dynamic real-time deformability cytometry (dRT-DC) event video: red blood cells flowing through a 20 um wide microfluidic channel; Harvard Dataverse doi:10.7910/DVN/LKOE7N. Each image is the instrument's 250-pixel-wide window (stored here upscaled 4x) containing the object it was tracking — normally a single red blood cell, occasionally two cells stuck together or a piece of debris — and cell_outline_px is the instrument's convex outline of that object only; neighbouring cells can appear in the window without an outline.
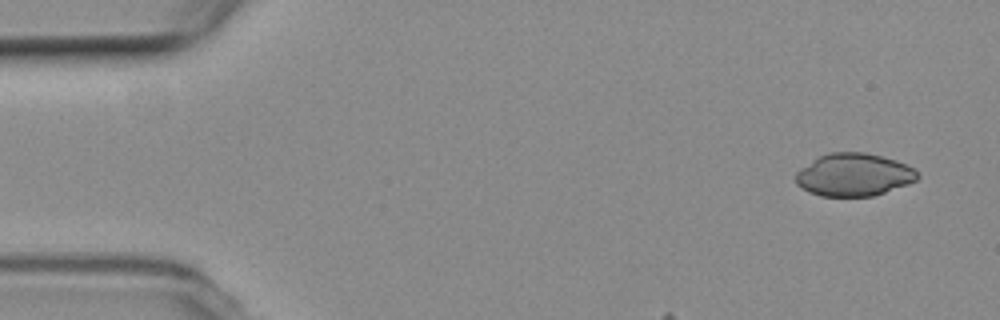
{"species": "common noctule bat (a hibernating species)", "species_latin": "Nyctalus noctula", "temperature_condition": "room temperature", "stored_images_in_passage": 8, "camera_frame_rate_fps": 3000, "um_per_image_px": 0.085, "animal": {"sex": "female", "body_mass_g": 19.3, "forearm_length_mm": 54.1}, "frame": {"image": 1, "passage_image": 1, "time_ms": 0.0, "image_size_px": [1000, 320], "cell_outline_px": [[920, 176], [916, 180], [908, 184], [872, 196], [820, 196], [808, 192], [796, 184], [796, 172], [800, 168], [812, 160], [828, 152], [864, 152], [896, 160], [912, 168]], "centroid_in_image_um": [72.54, 14.85], "position_along_channel_um": 12.5, "area_um2": 30.17}}